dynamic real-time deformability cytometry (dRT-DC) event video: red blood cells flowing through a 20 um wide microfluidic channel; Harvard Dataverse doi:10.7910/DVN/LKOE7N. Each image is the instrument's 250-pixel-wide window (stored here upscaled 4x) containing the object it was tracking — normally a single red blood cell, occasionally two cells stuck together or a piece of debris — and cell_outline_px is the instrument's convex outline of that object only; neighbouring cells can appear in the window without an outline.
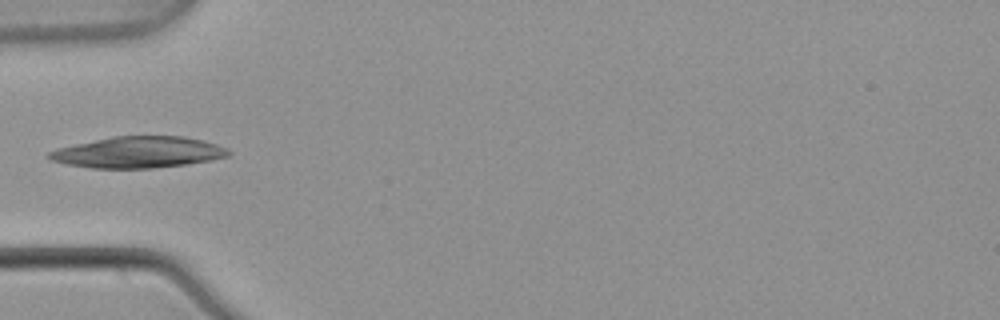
{"species": "common noctule bat (a hibernating species)", "species_latin": "Nyctalus noctula", "temperature_condition": "warm", "stored_images_in_passage": 4, "camera_frame_rate_fps": 3000, "um_per_image_px": 0.085, "animal": {"sex": "male", "body_mass_g": 21.5, "forearm_length_mm": 52.0}, "frame": {"image": 1, "passage_image": 4, "time_ms": 1.0, "image_size_px": [1000, 320], "cell_outline_px": [[232, 152], [228, 156], [212, 160], [188, 164], [152, 168], [92, 168], [68, 164], [52, 160], [48, 156], [48, 152], [60, 148], [76, 144], [112, 136], [184, 136], [204, 140], [228, 148]], "centroid_in_image_um": [11.83, 12.94], "position_along_channel_um": 73.2, "area_um2": 32.6}}